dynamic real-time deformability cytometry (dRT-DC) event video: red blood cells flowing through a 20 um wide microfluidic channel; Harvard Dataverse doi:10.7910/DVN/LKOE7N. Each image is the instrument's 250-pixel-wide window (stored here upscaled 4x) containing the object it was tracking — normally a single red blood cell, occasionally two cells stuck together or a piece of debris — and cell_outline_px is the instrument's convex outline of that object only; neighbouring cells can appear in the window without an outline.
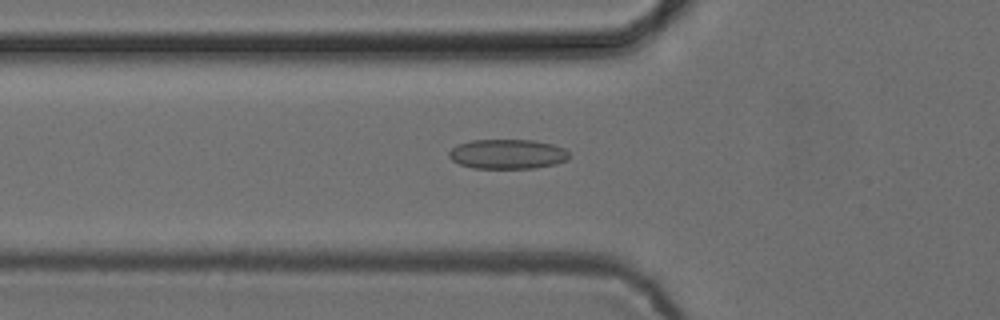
{"species": "common noctule bat (a hibernating species)", "species_latin": "Nyctalus noctula", "temperature_condition": "cold", "stored_images_in_passage": 45, "camera_frame_rate_fps": 3000, "um_per_image_px": 0.085, "animal": {"sex": "female", "body_mass_g": 24.6, "forearm_length_mm": 56.2}, "frame": {"image": 1, "passage_image": 11, "time_ms": 3.333, "image_size_px": [1000, 320], "cell_outline_px": [[568, 160], [556, 164], [536, 168], [472, 168], [460, 164], [452, 160], [448, 156], [448, 152], [456, 144], [472, 140], [536, 140], [552, 144], [564, 148], [568, 152]], "centroid_in_image_um": [43.13, 13.09], "position_along_channel_um": 82.7, "area_um2": 20.92}}
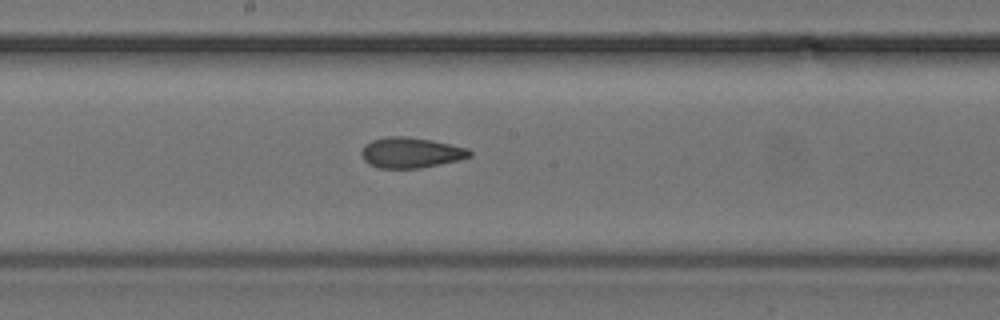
{"frame": {"image": 2, "passage_image": 21, "time_ms": 6.667, "image_size_px": [1000, 320], "cell_outline_px": [[472, 156], [460, 160], [420, 168], [376, 168], [368, 164], [364, 160], [360, 152], [364, 144], [372, 140], [384, 136], [404, 136], [432, 140], [468, 148], [472, 152]], "centroid_in_image_um": [34.9, 12.97], "position_along_channel_um": 213.3, "area_um2": 19.48}}
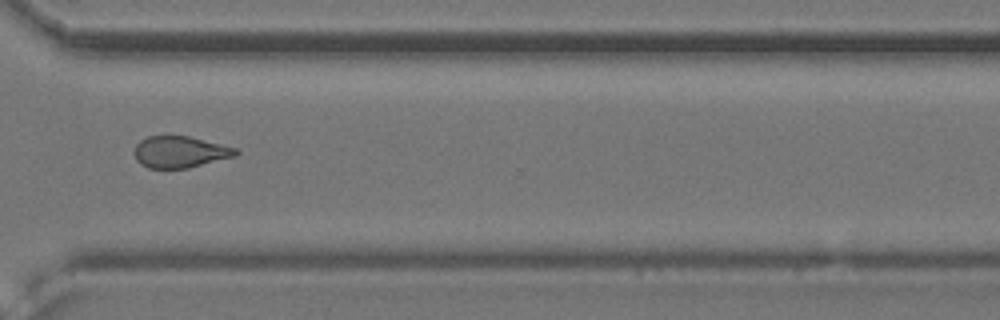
{"frame": {"image": 3, "passage_image": 32, "time_ms": 10.333, "image_size_px": [1000, 320], "cell_outline_px": [[240, 152], [236, 156], [188, 168], [148, 168], [140, 164], [136, 160], [136, 144], [140, 140], [148, 136], [188, 136], [236, 148]], "centroid_in_image_um": [15.31, 12.92], "position_along_channel_um": 355.3, "area_um2": 18.5}, "authors_computed_cell_mechanics": {"area_um2": 19.3052, "velocity_mm_per_s": 3.8836, "shape_relaxation_time_tau1_ms": null, "shape_relaxation_time_tau2_ms": 2.2835, "deformation_change_tau1": null, "deformation_change_tau2": 0.1034}}